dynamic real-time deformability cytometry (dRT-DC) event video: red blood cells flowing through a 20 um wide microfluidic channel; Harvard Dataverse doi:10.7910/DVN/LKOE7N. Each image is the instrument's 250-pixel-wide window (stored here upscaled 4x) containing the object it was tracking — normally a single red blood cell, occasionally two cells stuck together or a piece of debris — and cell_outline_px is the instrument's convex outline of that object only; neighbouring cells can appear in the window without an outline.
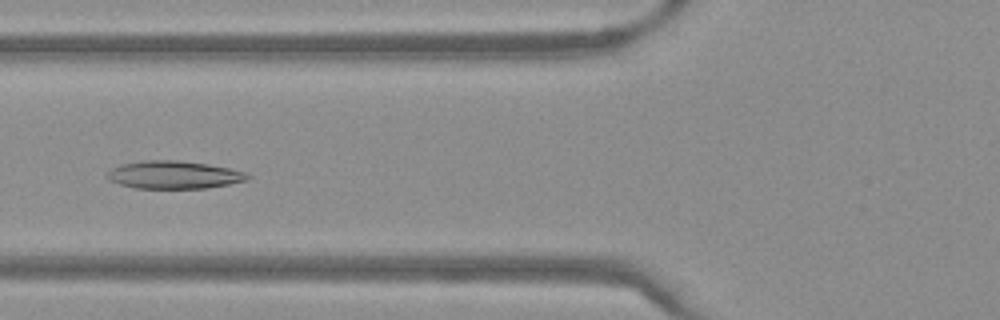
{"species": "Egyptian fruit bat (a non-hibernating species)", "species_latin": "Rousettus aegyptiacus", "temperature_condition": "warm", "stored_images_in_passage": 51, "camera_frame_rate_fps": 3000, "um_per_image_px": 0.085, "frame": {"image": 1, "passage_image": 20, "time_ms": 6.333, "image_size_px": [1000, 320], "cell_outline_px": [[252, 176], [248, 180], [208, 188], [136, 188], [120, 184], [108, 180], [108, 172], [112, 168], [120, 164], [144, 160], [180, 160], [208, 164], [248, 172]], "centroid_in_image_um": [14.82, 14.85], "position_along_channel_um": 111.0, "area_um2": 22.83}}
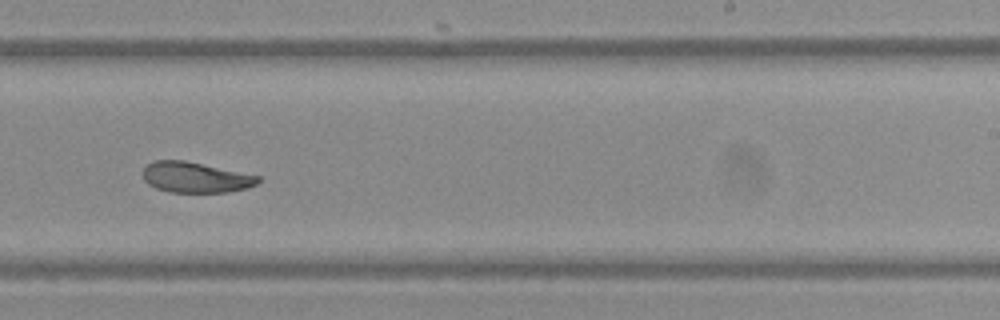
{"frame": {"image": 2, "passage_image": 32, "time_ms": 10.333, "image_size_px": [1000, 320], "cell_outline_px": [[260, 180], [256, 184], [248, 188], [228, 192], [168, 192], [156, 188], [148, 184], [144, 180], [144, 168], [148, 164], [156, 160], [184, 160], [260, 176]], "centroid_in_image_um": [16.62, 15.08], "position_along_channel_um": 272.4, "area_um2": 20.4}}
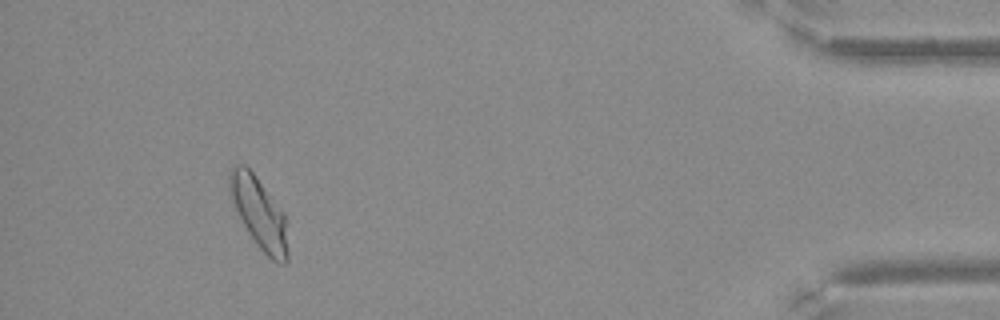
{"frame": {"image": 3, "passage_image": 47, "time_ms": 15.333, "image_size_px": [1000, 320], "cell_outline_px": [[288, 260], [284, 264], [276, 264], [256, 244], [248, 232], [228, 192], [228, 172], [236, 164], [244, 164], [252, 172], [284, 212], [288, 248]], "centroid_in_image_um": [22.02, 18.12], "position_along_channel_um": 413.2, "area_um2": 23.99}}